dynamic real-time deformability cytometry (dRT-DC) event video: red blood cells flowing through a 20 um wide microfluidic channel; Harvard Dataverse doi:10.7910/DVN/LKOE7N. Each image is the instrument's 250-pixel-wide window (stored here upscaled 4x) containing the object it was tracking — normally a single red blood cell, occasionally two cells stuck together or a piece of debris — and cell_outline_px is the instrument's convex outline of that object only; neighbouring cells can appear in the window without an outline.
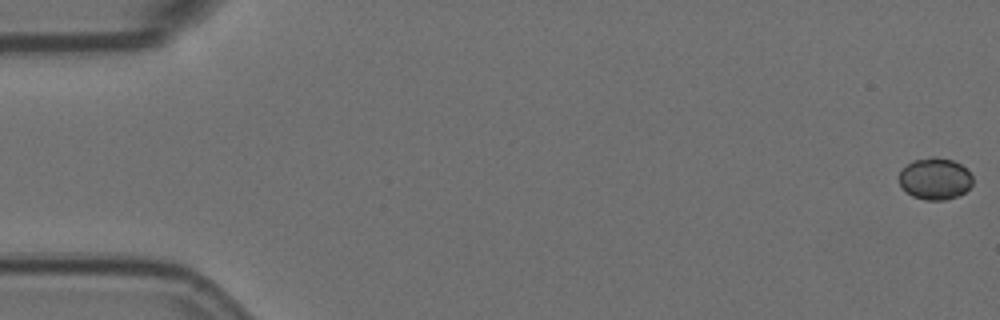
{"species": "Egyptian fruit bat (a non-hibernating species)", "species_latin": "Rousettus aegyptiacus", "temperature_condition": "room temperature", "stored_images_in_passage": 6, "camera_frame_rate_fps": 3000, "um_per_image_px": 0.085, "animal": {"sex": "female"}, "frame": {"image": 1, "passage_image": 1, "time_ms": 0.0, "image_size_px": [1000, 320], "cell_outline_px": [[972, 184], [960, 196], [944, 200], [924, 200], [912, 196], [900, 184], [900, 168], [912, 160], [932, 156], [936, 156], [952, 160], [960, 164], [972, 176]], "centroid_in_image_um": [79.46, 15.18], "position_along_channel_um": 5.5, "area_um2": 17.98}}
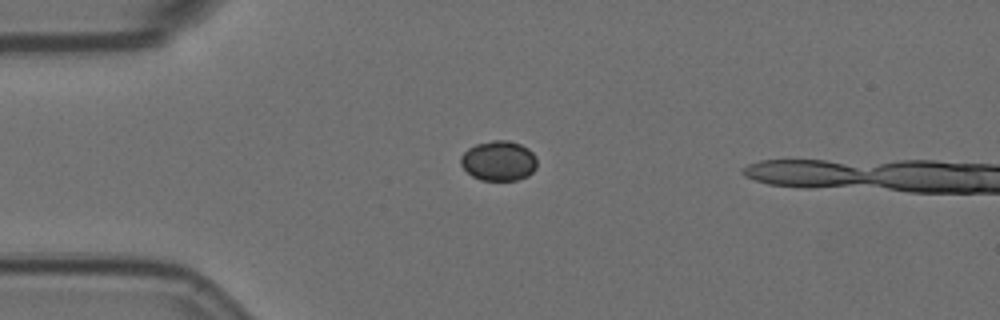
{"frame": {"image": 2, "passage_image": 5, "time_ms": 1.333, "image_size_px": [1000, 320], "cell_outline_px": [[536, 168], [528, 176], [516, 180], [480, 180], [472, 176], [460, 164], [460, 156], [468, 148], [476, 144], [492, 140], [508, 140], [520, 144], [528, 148], [536, 156]], "centroid_in_image_um": [42.39, 13.66], "position_along_channel_um": 42.6, "area_um2": 17.86}}